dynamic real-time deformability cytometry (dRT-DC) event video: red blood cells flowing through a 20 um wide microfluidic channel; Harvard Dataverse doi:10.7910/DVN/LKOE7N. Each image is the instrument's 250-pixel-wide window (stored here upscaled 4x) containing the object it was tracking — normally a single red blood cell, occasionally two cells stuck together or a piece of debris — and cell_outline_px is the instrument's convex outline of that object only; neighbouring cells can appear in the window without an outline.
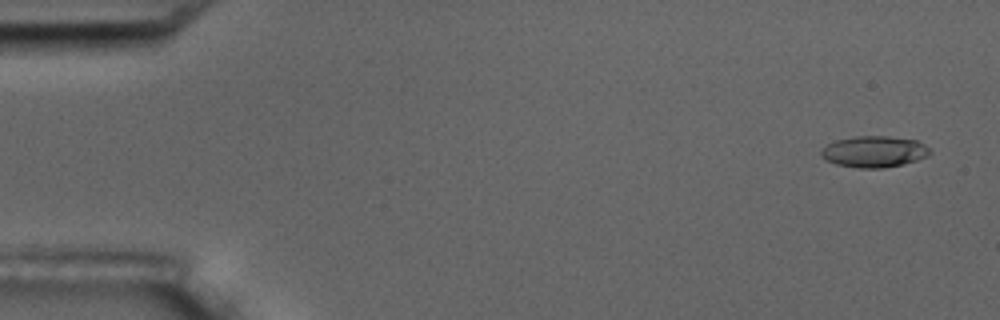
{"species": "common noctule bat (a hibernating species)", "species_latin": "Nyctalus noctula", "temperature_condition": "room temperature", "stored_images_in_passage": 3, "camera_frame_rate_fps": 3000, "um_per_image_px": 0.085, "animal": {"sex": "male", "body_mass_g": 17.5, "forearm_length_mm": 52.3}, "frame": {"image": 1, "passage_image": 1, "time_ms": 0.0, "image_size_px": [1000, 320], "cell_outline_px": [[932, 152], [928, 156], [904, 164], [884, 168], [860, 168], [836, 164], [820, 156], [820, 152], [828, 144], [836, 140], [856, 136], [888, 136], [916, 140], [924, 144]], "centroid_in_image_um": [74.32, 12.89], "position_along_channel_um": 10.7, "area_um2": 19.77}}